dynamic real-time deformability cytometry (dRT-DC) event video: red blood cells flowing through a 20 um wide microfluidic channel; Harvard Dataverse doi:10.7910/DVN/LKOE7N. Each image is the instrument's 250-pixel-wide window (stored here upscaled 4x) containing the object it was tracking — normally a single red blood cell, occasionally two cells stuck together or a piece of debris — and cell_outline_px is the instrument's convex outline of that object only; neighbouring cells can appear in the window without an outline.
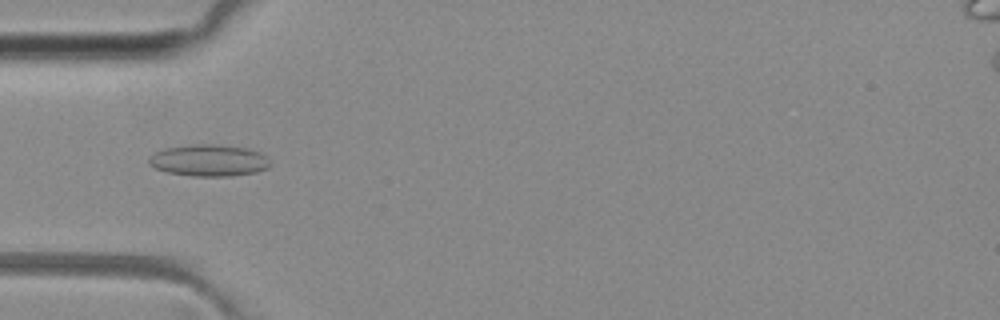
{"species": "common noctule bat (a hibernating species)", "species_latin": "Nyctalus noctula", "temperature_condition": "room temperature", "stored_images_in_passage": 50, "camera_frame_rate_fps": 3000, "um_per_image_px": 0.085, "animal": {"sex": "female", "body_mass_g": 29.2, "forearm_length_mm": 56.3}, "frame": {"image": 1, "passage_image": 16, "time_ms": 5.0, "image_size_px": [1000, 320], "cell_outline_px": [[272, 164], [268, 168], [256, 172], [232, 176], [192, 176], [168, 172], [156, 168], [148, 164], [148, 156], [164, 148], [196, 144], [208, 144], [248, 148], [264, 152], [268, 156]], "centroid_in_image_um": [17.81, 13.63], "position_along_channel_um": 67.2, "area_um2": 22.66}}
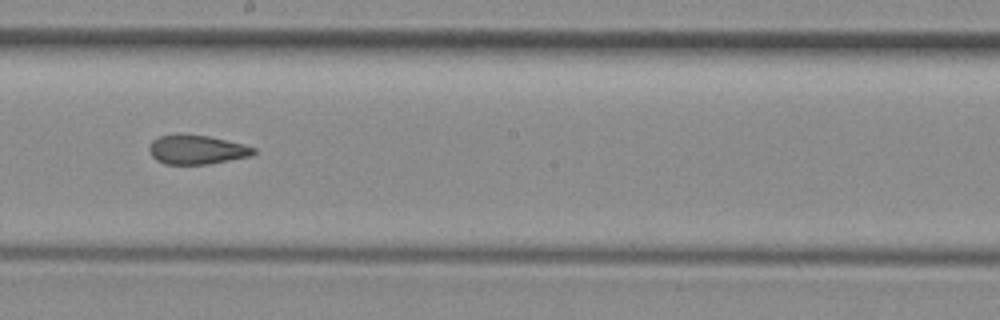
{"frame": {"image": 2, "passage_image": 28, "time_ms": 9.0, "image_size_px": [1000, 320], "cell_outline_px": [[256, 152], [252, 156], [208, 164], [164, 164], [156, 160], [152, 156], [148, 148], [152, 140], [160, 136], [176, 132], [180, 132], [208, 136], [256, 148]], "centroid_in_image_um": [16.67, 12.7], "position_along_channel_um": 231.5, "area_um2": 17.98}}
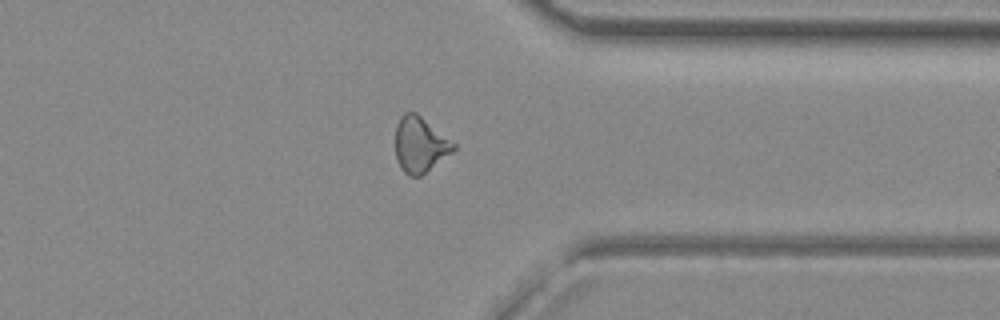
{"frame": {"image": 3, "passage_image": 39, "time_ms": 12.667, "image_size_px": [1000, 320], "cell_outline_px": [[456, 148], [452, 152], [420, 176], [408, 176], [400, 168], [396, 160], [396, 124], [400, 116], [404, 112], [416, 112], [456, 144]], "centroid_in_image_um": [35.68, 12.29], "position_along_channel_um": 375.7, "area_um2": 18.73}, "authors_computed_cell_mechanics": {"area_um2": 18.8139, "velocity_mm_per_s": 4.1029, "shape_relaxation_time_tau1_ms": null, "shape_relaxation_time_tau2_ms": 2.5874, "deformation_change_tau1": null, "deformation_change_tau2": 0.0911}}